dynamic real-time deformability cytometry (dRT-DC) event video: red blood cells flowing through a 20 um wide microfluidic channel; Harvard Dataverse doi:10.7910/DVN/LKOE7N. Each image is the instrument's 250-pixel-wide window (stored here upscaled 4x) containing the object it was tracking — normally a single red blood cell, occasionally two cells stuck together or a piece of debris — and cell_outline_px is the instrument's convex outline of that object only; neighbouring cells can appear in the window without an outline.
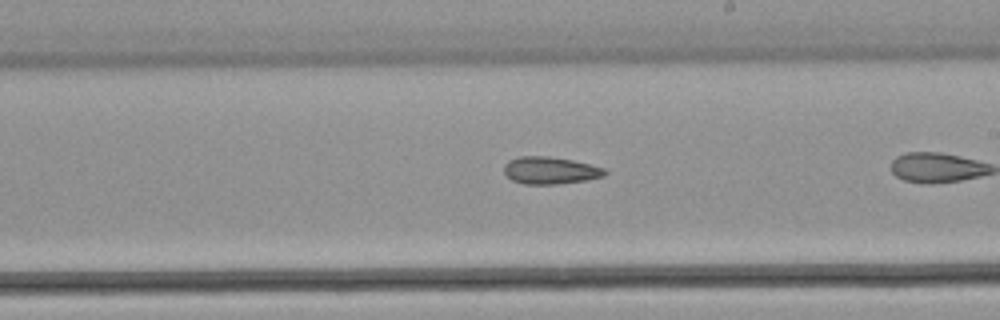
{"species": "common noctule bat (a hibernating species)", "species_latin": "Nyctalus noctula", "temperature_condition": "warm", "stored_images_in_passage": 25, "camera_frame_rate_fps": 3000, "um_per_image_px": 0.085, "animal": {"sex": "male", "body_mass_g": 21.5, "forearm_length_mm": 52.0}, "frame": {"image": 1, "passage_image": 15, "time_ms": 4.667, "image_size_px": [1000, 320], "cell_outline_px": [[608, 172], [604, 176], [584, 180], [556, 184], [524, 184], [512, 180], [504, 172], [504, 164], [508, 160], [520, 156], [548, 156], [572, 160], [604, 168]], "centroid_in_image_um": [46.74, 14.48], "position_along_channel_um": 242.3, "area_um2": 15.9}}